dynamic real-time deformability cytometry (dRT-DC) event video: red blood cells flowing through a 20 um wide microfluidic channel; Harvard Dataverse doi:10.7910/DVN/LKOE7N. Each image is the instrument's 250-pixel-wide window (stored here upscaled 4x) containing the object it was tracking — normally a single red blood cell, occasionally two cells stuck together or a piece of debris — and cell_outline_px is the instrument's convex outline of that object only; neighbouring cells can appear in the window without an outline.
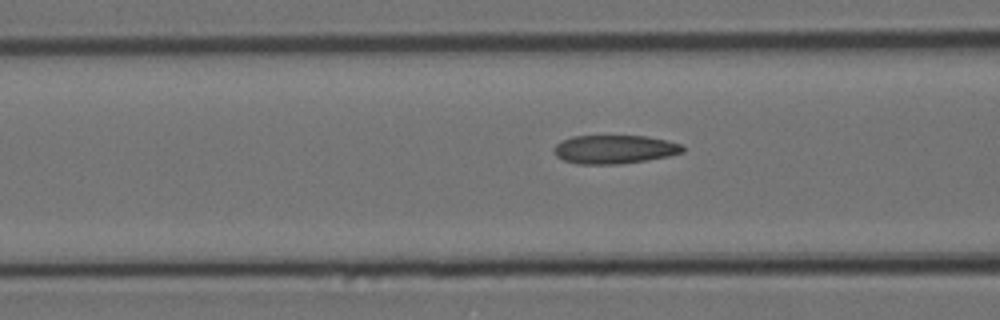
{"species": "Egyptian fruit bat (a non-hibernating species)", "species_latin": "Rousettus aegyptiacus", "temperature_condition": "cold", "stored_images_in_passage": 12, "camera_frame_rate_fps": 3000, "um_per_image_px": 0.085, "animal": {"sex": "female"}, "frame": {"image": 1, "passage_image": 10, "time_ms": 3.0, "image_size_px": [1000, 320], "cell_outline_px": [[684, 152], [668, 156], [644, 160], [616, 164], [576, 164], [564, 160], [556, 156], [552, 152], [552, 148], [560, 140], [572, 136], [648, 136], [668, 140], [684, 144]], "centroid_in_image_um": [52.2, 12.68], "position_along_channel_um": 114.4, "area_um2": 21.68}}